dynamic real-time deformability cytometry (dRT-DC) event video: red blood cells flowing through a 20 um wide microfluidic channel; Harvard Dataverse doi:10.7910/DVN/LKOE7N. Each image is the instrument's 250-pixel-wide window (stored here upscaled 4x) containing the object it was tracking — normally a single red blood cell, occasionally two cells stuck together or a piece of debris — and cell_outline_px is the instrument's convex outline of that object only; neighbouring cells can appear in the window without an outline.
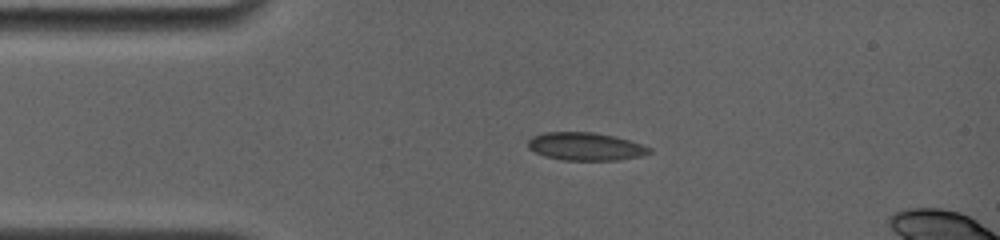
{"species": "common noctule bat (a hibernating species)", "species_latin": "Nyctalus noctula", "temperature_condition": "room temperature", "stored_images_in_passage": 23, "camera_frame_rate_fps": 4000, "um_per_image_px": 0.085, "animal": {"sex": "female", "body_mass_g": 19.0, "forearm_length_mm": 56.7}, "frame": {"image": 1, "passage_image": 1, "time_ms": 0.0, "image_size_px": [1000, 240], "cell_outline_px": [[652, 152], [640, 156], [616, 160], [564, 160], [544, 156], [528, 148], [528, 140], [532, 136], [544, 132], [592, 132], [612, 136], [628, 140], [652, 148]], "centroid_in_image_um": [49.74, 12.45], "position_along_channel_um": 35.3, "area_um2": 19.59}}
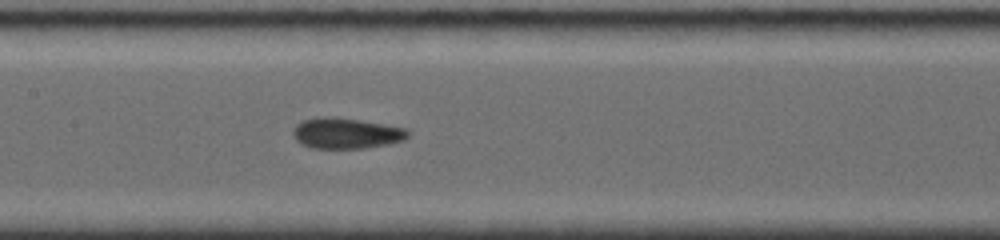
{"frame": {"image": 2, "passage_image": 10, "time_ms": 4.5, "image_size_px": [1000, 240], "cell_outline_px": [[412, 132], [404, 140], [388, 144], [364, 148], [312, 148], [300, 144], [292, 136], [292, 132], [296, 124], [304, 120], [324, 116], [360, 120], [408, 128]], "centroid_in_image_um": [29.44, 11.33], "position_along_channel_um": 178.0, "area_um2": 20.69}}
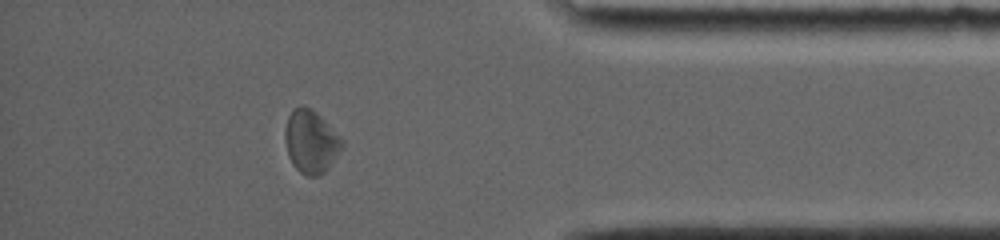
{"frame": {"image": 3, "passage_image": 20, "time_ms": 11.0, "image_size_px": [1000, 240], "cell_outline_px": [[344, 144], [328, 168], [320, 176], [308, 176], [300, 172], [292, 164], [288, 156], [284, 140], [284, 128], [288, 116], [292, 108], [304, 104], [312, 108], [344, 140]], "centroid_in_image_um": [26.39, 12.01], "position_along_channel_um": 408.8, "area_um2": 21.15}, "authors_computed_cell_mechanics": {"area_um2": 19.7676, "velocity_mm_per_s": 3.7821, "shape_relaxation_time_tau1_ms": null, "shape_relaxation_time_tau2_ms": 0.8754, "deformation_change_tau1": null, "deformation_change_tau2": 0.0326}}